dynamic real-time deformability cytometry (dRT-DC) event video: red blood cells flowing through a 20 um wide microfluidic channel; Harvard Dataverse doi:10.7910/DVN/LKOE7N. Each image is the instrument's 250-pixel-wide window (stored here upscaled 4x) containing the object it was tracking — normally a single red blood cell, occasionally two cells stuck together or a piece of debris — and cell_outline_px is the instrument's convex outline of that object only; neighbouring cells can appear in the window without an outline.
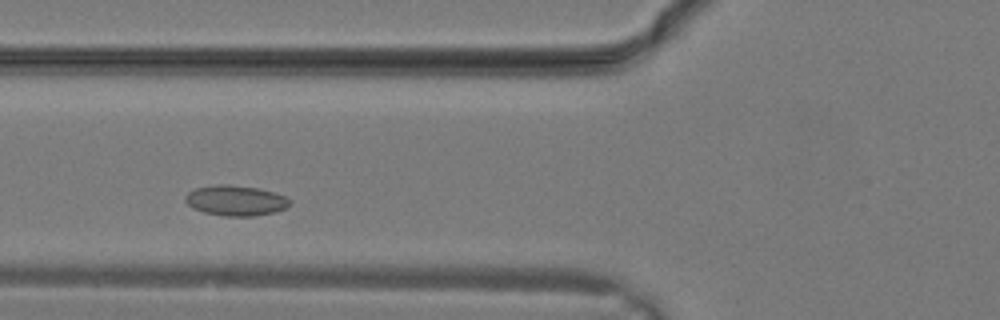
{"species": "common noctule bat (a hibernating species)", "species_latin": "Nyctalus noctula", "temperature_condition": "warm", "stored_images_in_passage": 24, "camera_frame_rate_fps": 3000, "um_per_image_px": 0.085, "animal": {"sex": "male", "body_mass_g": 19.2, "forearm_length_mm": 51.8}, "frame": {"image": 1, "passage_image": 5, "time_ms": 1.333, "image_size_px": [1000, 320], "cell_outline_px": [[292, 204], [284, 208], [272, 212], [256, 216], [224, 216], [204, 212], [192, 208], [184, 200], [184, 196], [188, 192], [196, 188], [216, 184], [232, 184], [256, 188], [272, 192], [284, 196], [292, 200]], "centroid_in_image_um": [20.0, 17.04], "position_along_channel_um": 105.8, "area_um2": 18.5}}
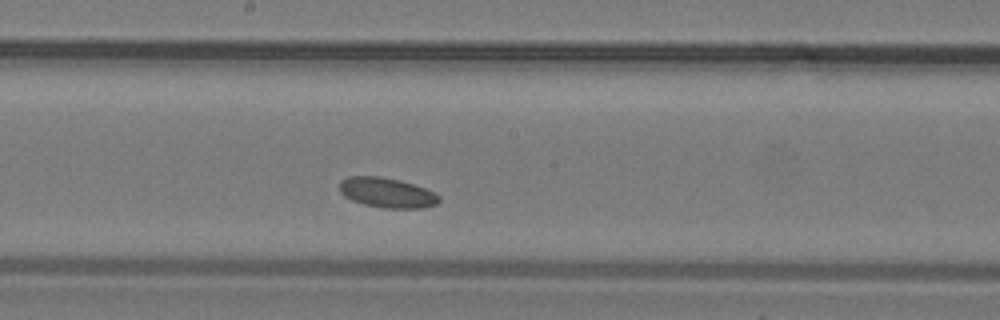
{"frame": {"image": 2, "passage_image": 10, "time_ms": 3.0, "image_size_px": [1000, 320], "cell_outline_px": [[440, 200], [436, 204], [424, 208], [384, 208], [364, 204], [352, 200], [344, 196], [340, 192], [340, 180], [348, 176], [380, 176], [400, 180], [436, 192], [440, 196]], "centroid_in_image_um": [32.9, 16.37], "position_along_channel_um": 215.3, "area_um2": 17.46}}
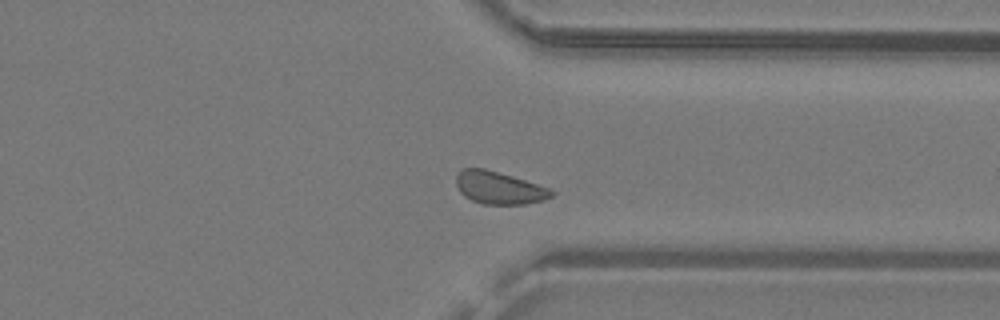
{"frame": {"image": 3, "passage_image": 17, "time_ms": 5.333, "image_size_px": [1000, 320], "cell_outline_px": [[556, 192], [552, 196], [544, 200], [524, 204], [480, 204], [464, 196], [460, 192], [456, 184], [456, 176], [464, 168], [484, 168], [512, 176], [548, 188]], "centroid_in_image_um": [42.41, 15.97], "position_along_channel_um": 369.0, "area_um2": 17.92}}